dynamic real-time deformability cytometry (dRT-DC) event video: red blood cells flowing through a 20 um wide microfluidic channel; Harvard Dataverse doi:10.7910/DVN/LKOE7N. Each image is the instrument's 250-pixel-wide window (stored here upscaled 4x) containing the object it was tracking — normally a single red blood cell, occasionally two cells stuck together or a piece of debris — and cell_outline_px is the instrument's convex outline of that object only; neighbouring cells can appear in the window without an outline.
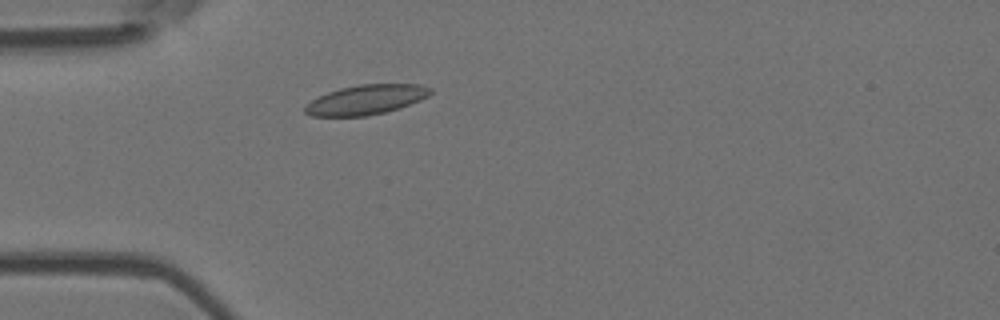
{"species": "Egyptian fruit bat (a non-hibernating species)", "species_latin": "Rousettus aegyptiacus", "temperature_condition": "room temperature", "stored_images_in_passage": 2, "camera_frame_rate_fps": 3000, "um_per_image_px": 0.085, "animal": {"sex": "female"}, "frame": {"image": 1, "passage_image": 2, "time_ms": 0.333, "image_size_px": [1000, 320], "cell_outline_px": [[432, 92], [428, 96], [420, 100], [400, 108], [368, 116], [312, 116], [304, 112], [304, 104], [328, 92], [340, 88], [360, 84], [420, 84], [432, 88]], "centroid_in_image_um": [31.12, 8.47], "position_along_channel_um": 53.9, "area_um2": 21.73}}